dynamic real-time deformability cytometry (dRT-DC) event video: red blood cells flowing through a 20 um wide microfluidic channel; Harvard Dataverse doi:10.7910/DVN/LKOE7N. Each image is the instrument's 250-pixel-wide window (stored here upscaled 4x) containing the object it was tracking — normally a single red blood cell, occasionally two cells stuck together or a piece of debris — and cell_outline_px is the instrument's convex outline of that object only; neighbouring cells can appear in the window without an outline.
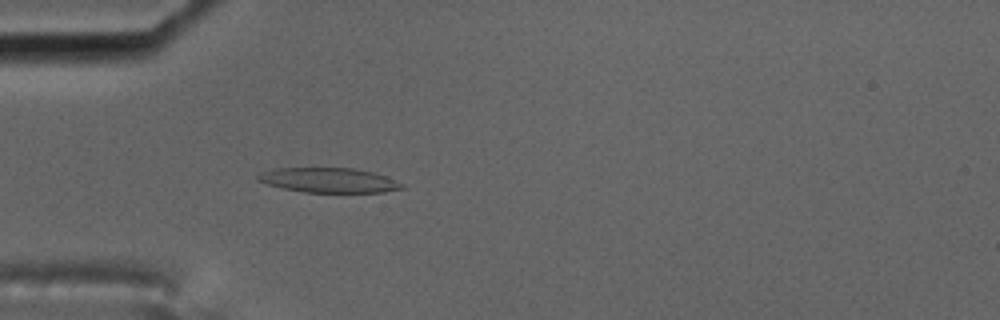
{"species": "common noctule bat (a hibernating species)", "species_latin": "Nyctalus noctula", "temperature_condition": "cold", "stored_images_in_passage": 58, "camera_frame_rate_fps": 3000, "um_per_image_px": 0.085, "animal": {"sex": "male", "body_mass_g": 17.5, "forearm_length_mm": 52.3}, "frame": {"image": 1, "passage_image": 18, "time_ms": 5.667, "image_size_px": [1000, 320], "cell_outline_px": [[404, 188], [384, 192], [304, 192], [284, 188], [268, 184], [256, 180], [256, 176], [260, 172], [276, 168], [352, 168], [372, 172], [384, 176], [404, 184]], "centroid_in_image_um": [27.92, 15.31], "position_along_channel_um": 57.1, "area_um2": 20.58}}
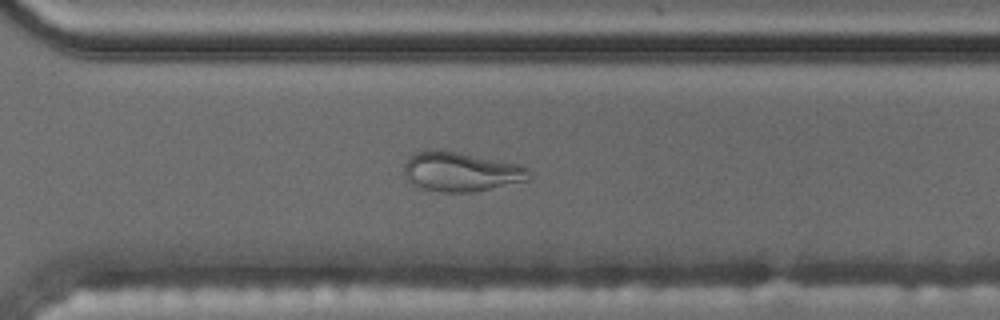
{"frame": {"image": 2, "passage_image": 42, "time_ms": 13.667, "image_size_px": [1000, 320], "cell_outline_px": [[528, 180], [472, 192], [440, 192], [420, 188], [412, 184], [404, 176], [404, 164], [408, 156], [412, 152], [428, 148], [440, 148], [520, 164], [528, 172]], "centroid_in_image_um": [39.06, 14.56], "position_along_channel_um": 331.5, "area_um2": 29.13}}
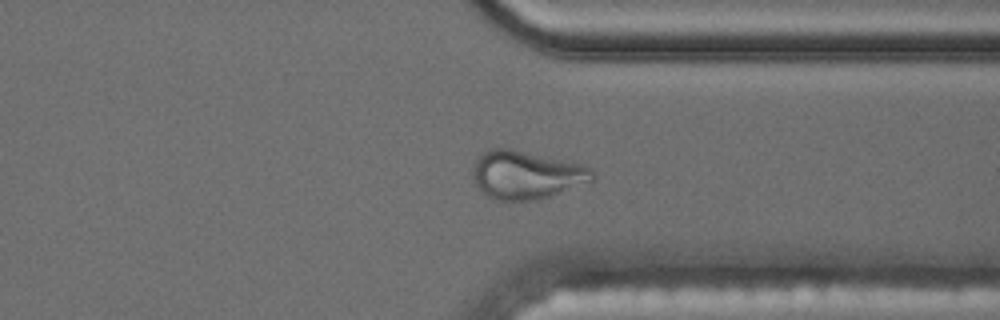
{"frame": {"image": 3, "passage_image": 45, "time_ms": 14.667, "image_size_px": [1000, 320], "cell_outline_px": [[596, 180], [536, 200], [496, 200], [488, 196], [476, 184], [472, 176], [472, 168], [476, 160], [484, 152], [492, 148], [512, 148], [584, 164], [592, 168], [596, 172]], "centroid_in_image_um": [44.79, 14.84], "position_along_channel_um": 366.6, "area_um2": 33.81}, "authors_computed_cell_mechanics": {"area_um2": 21.4438, "velocity_mm_per_s": 3.5088, "shape_relaxation_time_tau1_ms": null, "shape_relaxation_time_tau2_ms": 1.7684, "deformation_change_tau1": null, "deformation_change_tau2": 0.0779}}